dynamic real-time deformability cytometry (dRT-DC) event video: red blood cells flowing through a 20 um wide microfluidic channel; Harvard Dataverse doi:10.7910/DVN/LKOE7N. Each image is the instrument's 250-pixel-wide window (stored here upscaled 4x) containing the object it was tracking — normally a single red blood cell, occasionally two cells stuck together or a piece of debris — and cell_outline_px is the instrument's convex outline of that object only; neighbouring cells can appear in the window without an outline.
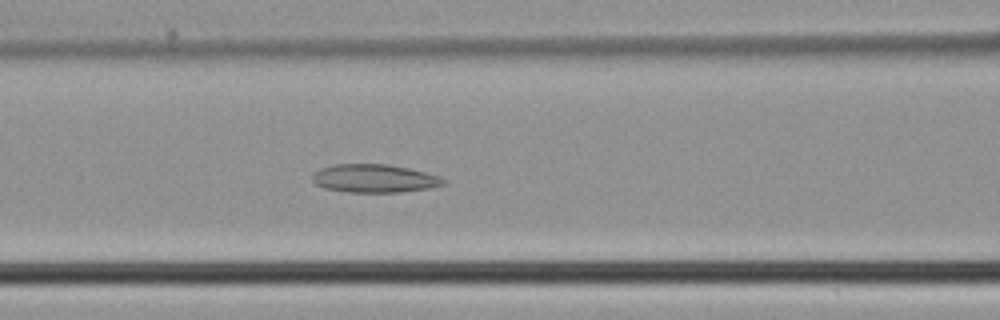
{"species": "common noctule bat (a hibernating species)", "species_latin": "Nyctalus noctula", "temperature_condition": "cold", "stored_images_in_passage": 37, "camera_frame_rate_fps": 3000, "um_per_image_px": 0.085, "animal": {"sex": "male", "body_mass_g": 21.5, "forearm_length_mm": 52.0}, "frame": {"image": 1, "passage_image": 12, "time_ms": 3.667, "image_size_px": [1000, 320], "cell_outline_px": [[448, 180], [444, 184], [428, 188], [400, 192], [348, 192], [324, 188], [316, 184], [312, 180], [312, 176], [320, 168], [332, 164], [384, 164], [408, 168], [440, 176]], "centroid_in_image_um": [31.81, 15.16], "position_along_channel_um": 134.8, "area_um2": 21.5}}
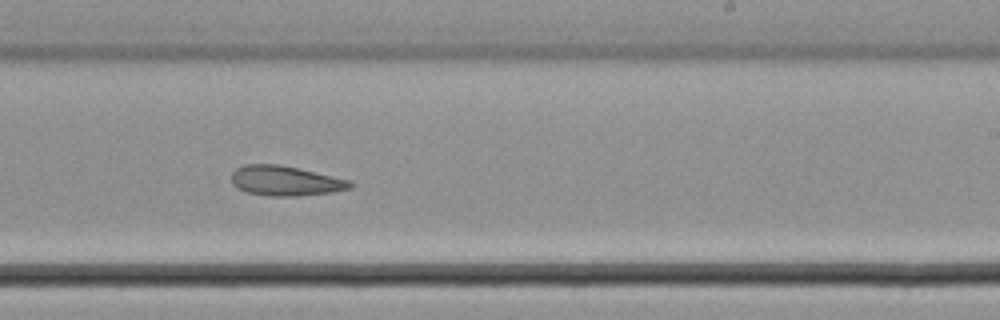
{"frame": {"image": 2, "passage_image": 21, "time_ms": 6.667, "image_size_px": [1000, 320], "cell_outline_px": [[356, 184], [352, 188], [332, 192], [300, 196], [268, 196], [248, 192], [236, 188], [232, 184], [232, 172], [236, 168], [244, 164], [276, 164], [296, 168], [352, 180]], "centroid_in_image_um": [24.28, 15.38], "position_along_channel_um": 264.7, "area_um2": 20.81}}
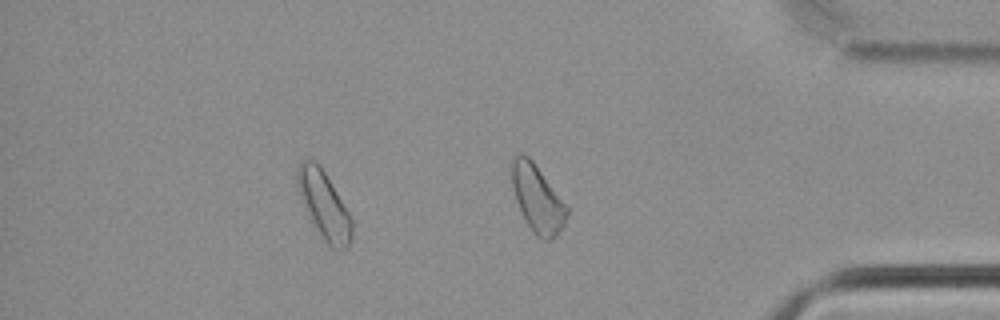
{"frame": {"image": 3, "passage_image": 31, "time_ms": 10.0, "image_size_px": [1000, 320], "cell_outline_px": [[352, 240], [348, 248], [344, 252], [340, 252], [332, 248], [320, 236], [304, 204], [296, 180], [296, 168], [304, 160], [312, 160], [324, 172], [348, 212], [352, 220]], "centroid_in_image_um": [27.58, 17.52], "position_along_channel_um": 407.6, "area_um2": 20.87}}